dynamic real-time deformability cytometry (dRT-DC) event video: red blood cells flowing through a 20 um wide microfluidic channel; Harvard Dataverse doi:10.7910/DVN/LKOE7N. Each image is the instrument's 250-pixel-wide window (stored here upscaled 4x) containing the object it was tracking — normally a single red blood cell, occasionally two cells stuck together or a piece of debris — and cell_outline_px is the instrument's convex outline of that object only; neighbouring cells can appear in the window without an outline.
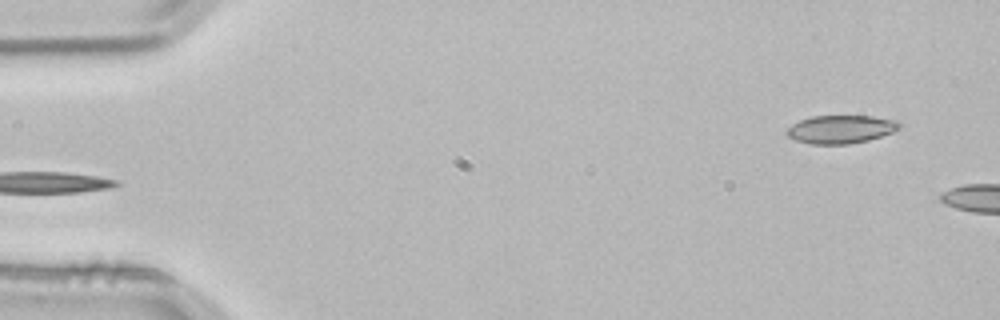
{"species": "common noctule bat (a hibernating species)", "species_latin": "Nyctalus noctula", "temperature_condition": "room temperature", "stored_images_in_passage": 3, "camera_frame_rate_fps": 3000, "um_per_image_px": 0.085, "animal": {"sex": "male", "body_mass_g": 21.5, "forearm_length_mm": 52.0}, "frame": {"image": 1, "passage_image": 3, "time_ms": 0.667, "image_size_px": [1000, 320], "cell_outline_px": [[904, 124], [900, 128], [892, 132], [868, 140], [848, 144], [808, 144], [796, 140], [788, 136], [788, 128], [792, 124], [800, 120], [812, 116], [872, 116], [896, 120]], "centroid_in_image_um": [71.5, 10.98], "position_along_channel_um": 13.5, "area_um2": 18.44}}